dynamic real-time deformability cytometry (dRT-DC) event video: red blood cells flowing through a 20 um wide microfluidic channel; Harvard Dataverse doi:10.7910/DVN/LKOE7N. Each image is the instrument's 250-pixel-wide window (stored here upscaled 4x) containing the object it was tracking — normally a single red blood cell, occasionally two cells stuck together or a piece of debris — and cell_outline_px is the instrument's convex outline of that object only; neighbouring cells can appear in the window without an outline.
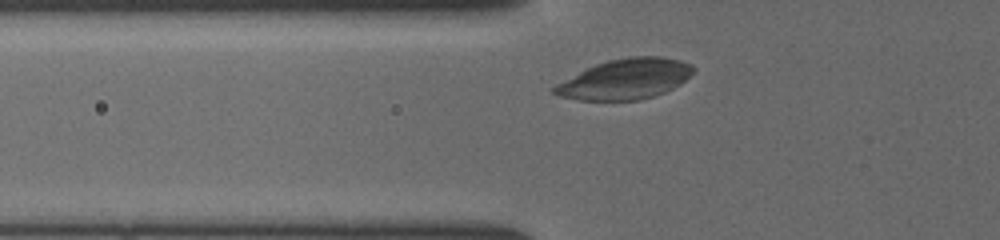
{"species": "common noctule bat (a hibernating species)", "species_latin": "Nyctalus noctula", "temperature_condition": "cold", "stored_images_in_passage": 3, "camera_frame_rate_fps": 3000, "um_per_image_px": 0.085, "animal": {"sex": "female", "body_mass_g": 19.5, "forearm_length_mm": 54.1}, "frame": {"image": 1, "passage_image": 3, "time_ms": 1.667, "image_size_px": [1000, 240], "cell_outline_px": [[696, 72], [680, 84], [664, 92], [652, 96], [636, 100], [580, 100], [560, 96], [552, 92], [552, 88], [556, 84], [596, 64], [608, 60], [628, 56], [664, 56], [680, 60], [692, 64], [696, 68]], "centroid_in_image_um": [53.21, 6.7], "position_along_channel_um": 72.6, "area_um2": 32.54}}